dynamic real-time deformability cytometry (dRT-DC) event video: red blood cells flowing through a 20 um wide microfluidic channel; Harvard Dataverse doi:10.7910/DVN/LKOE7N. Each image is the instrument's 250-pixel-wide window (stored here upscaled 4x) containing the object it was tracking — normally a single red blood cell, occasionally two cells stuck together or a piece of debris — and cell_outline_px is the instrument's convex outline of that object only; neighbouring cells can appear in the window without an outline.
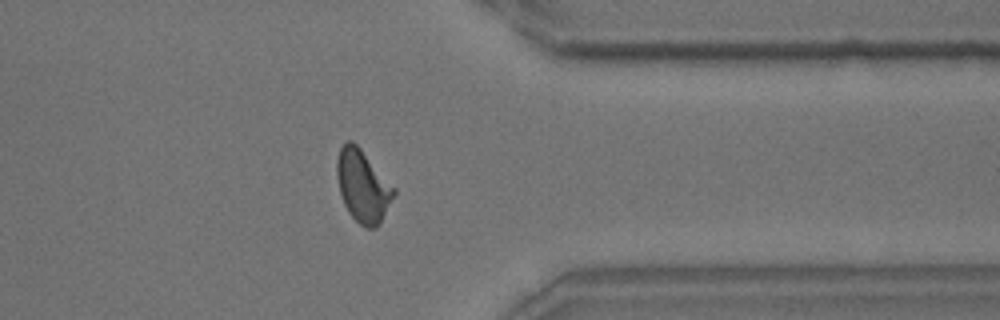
{"species": "common noctule bat (a hibernating species)", "species_latin": "Nyctalus noctula", "temperature_condition": "room temperature", "stored_images_in_passage": 34, "camera_frame_rate_fps": 3000, "um_per_image_px": 0.085, "animal": {"sex": "male", "body_mass_g": 18.8}, "frame": {"image": 1, "passage_image": 29, "time_ms": 9.333, "image_size_px": [1000, 320], "cell_outline_px": [[396, 192], [376, 228], [364, 228], [348, 212], [344, 204], [340, 192], [336, 176], [336, 160], [340, 148], [348, 140], [352, 140], [360, 148], [396, 188]], "centroid_in_image_um": [30.82, 15.8], "position_along_channel_um": 380.6, "area_um2": 23.76}}